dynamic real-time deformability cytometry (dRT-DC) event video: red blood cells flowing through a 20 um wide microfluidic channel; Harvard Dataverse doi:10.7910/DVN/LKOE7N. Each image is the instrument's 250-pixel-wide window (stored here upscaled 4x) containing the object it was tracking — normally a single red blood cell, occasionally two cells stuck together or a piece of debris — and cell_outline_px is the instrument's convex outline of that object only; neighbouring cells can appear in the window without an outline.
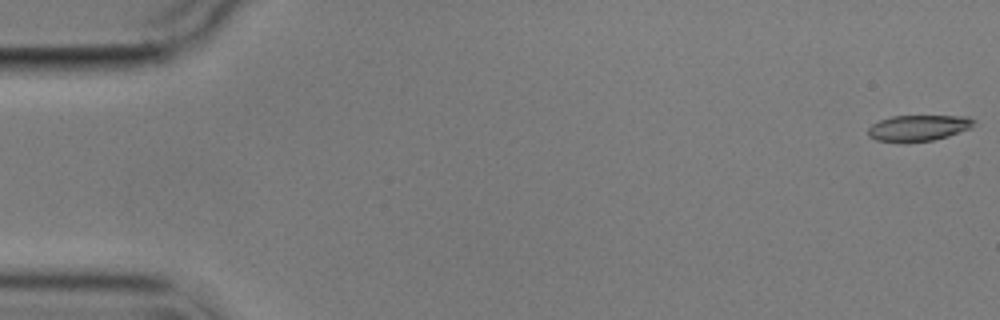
{"species": "common noctule bat (a hibernating species)", "species_latin": "Nyctalus noctula", "temperature_condition": "cold", "stored_images_in_passage": 6, "camera_frame_rate_fps": 3000, "um_per_image_px": 0.085, "animal": {"sex": "male", "body_mass_g": 17.9}, "frame": {"image": 1, "passage_image": 1, "time_ms": 0.0, "image_size_px": [1000, 320], "cell_outline_px": [[976, 120], [972, 128], [948, 136], [932, 140], [876, 140], [868, 136], [868, 128], [872, 124], [880, 120], [892, 116], [968, 116]], "centroid_in_image_um": [78.12, 10.84], "position_along_channel_um": 6.9, "area_um2": 15.61}}
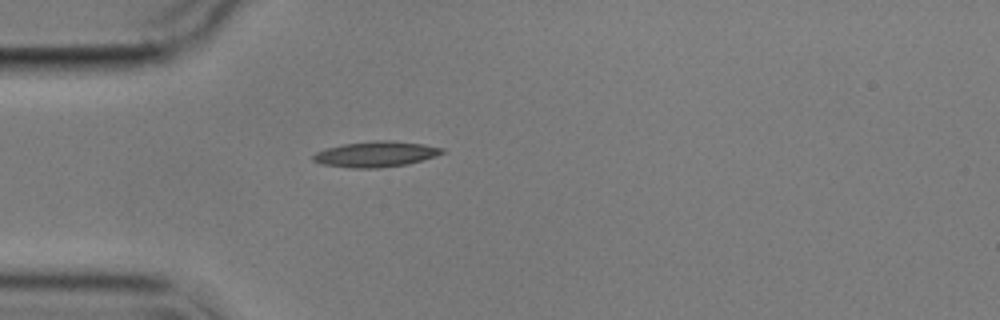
{"frame": {"image": 2, "passage_image": 5, "time_ms": 5.0, "image_size_px": [1000, 320], "cell_outline_px": [[448, 152], [424, 160], [408, 164], [380, 168], [352, 168], [320, 164], [312, 160], [312, 156], [316, 152], [328, 148], [344, 144], [376, 140], [392, 140], [424, 144], [444, 148]], "centroid_in_image_um": [32.0, 13.1], "position_along_channel_um": 53.0, "area_um2": 19.48}}